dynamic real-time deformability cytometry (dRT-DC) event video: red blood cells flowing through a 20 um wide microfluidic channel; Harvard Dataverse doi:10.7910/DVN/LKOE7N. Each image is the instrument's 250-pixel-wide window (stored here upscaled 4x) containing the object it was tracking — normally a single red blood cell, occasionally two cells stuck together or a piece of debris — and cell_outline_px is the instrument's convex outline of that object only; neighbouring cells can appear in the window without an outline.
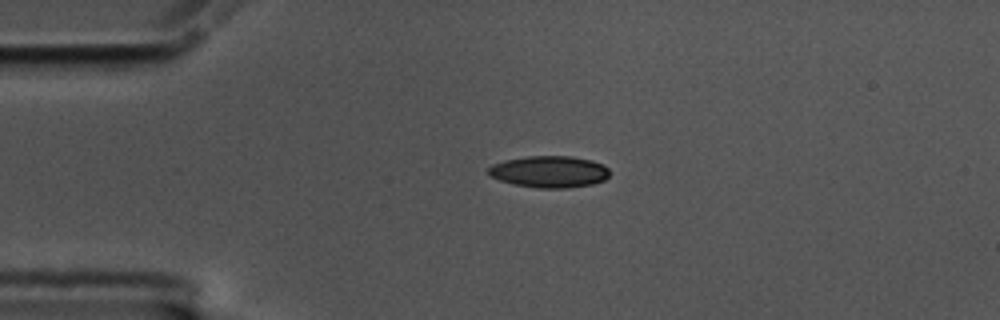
{"species": "common noctule bat (a hibernating species)", "species_latin": "Nyctalus noctula", "temperature_condition": "cold", "stored_images_in_passage": 45, "camera_frame_rate_fps": 3000, "um_per_image_px": 0.085, "animal": {"sex": "male", "body_mass_g": 17.5, "forearm_length_mm": 52.3}, "frame": {"image": 1, "passage_image": 1, "time_ms": 0.0, "image_size_px": [1000, 320], "cell_outline_px": [[608, 176], [604, 180], [592, 184], [568, 188], [540, 188], [516, 184], [500, 180], [492, 176], [488, 172], [488, 168], [492, 164], [504, 160], [528, 156], [572, 156], [592, 160], [604, 164], [608, 168]], "centroid_in_image_um": [46.72, 14.58], "position_along_channel_um": 38.3, "area_um2": 22.31}}
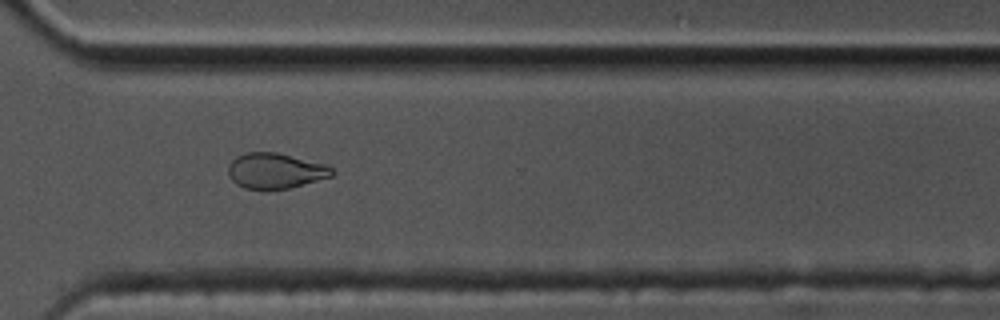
{"frame": {"image": 2, "passage_image": 30, "time_ms": 9.667, "image_size_px": [1000, 320], "cell_outline_px": [[336, 172], [332, 176], [288, 188], [268, 192], [264, 192], [244, 188], [236, 184], [228, 176], [228, 164], [236, 156], [248, 152], [276, 152], [328, 164]], "centroid_in_image_um": [23.39, 14.54], "position_along_channel_um": 347.2, "area_um2": 22.08}}
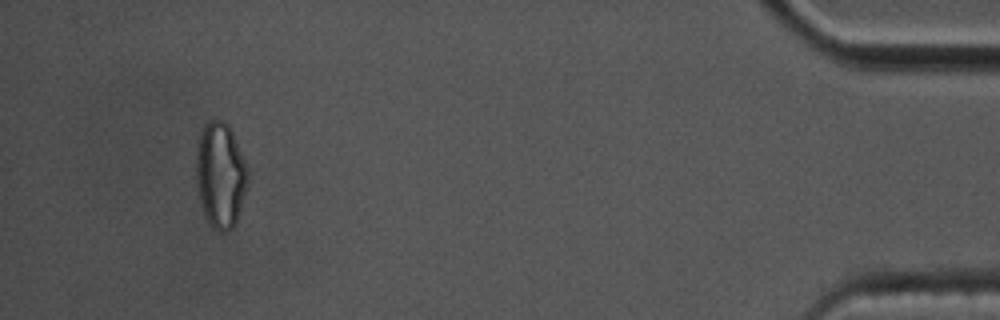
{"frame": {"image": 3, "passage_image": 42, "time_ms": 13.667, "image_size_px": [1000, 320], "cell_outline_px": [[248, 184], [236, 220], [232, 228], [228, 232], [220, 232], [212, 228], [204, 212], [200, 200], [196, 180], [196, 152], [200, 132], [204, 124], [208, 120], [220, 120], [228, 124], [232, 132], [248, 168]], "centroid_in_image_um": [18.73, 14.87], "position_along_channel_um": 416.5, "area_um2": 31.67}, "authors_computed_cell_mechanics": {"area_um2": 22.3686, "velocity_mm_per_s": 3.496, "shape_relaxation_time_tau1_ms": 4.4992, "shape_relaxation_time_tau2_ms": 4.6402, "deformation_change_tau1": 0.1327, "deformation_change_tau2": 0.0925}}